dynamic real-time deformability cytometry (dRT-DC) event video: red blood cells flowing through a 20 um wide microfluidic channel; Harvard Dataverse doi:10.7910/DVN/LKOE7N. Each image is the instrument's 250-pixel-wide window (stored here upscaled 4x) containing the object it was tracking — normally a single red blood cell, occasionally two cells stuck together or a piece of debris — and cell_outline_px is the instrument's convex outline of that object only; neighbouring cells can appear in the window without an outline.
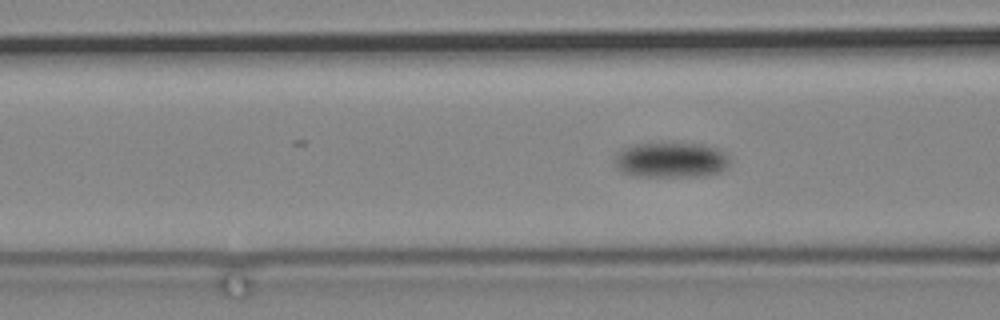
{"species": "common noctule bat (a hibernating species)", "species_latin": "Nyctalus noctula", "temperature_condition": "cold", "stored_images_in_passage": 64, "camera_frame_rate_fps": 3000, "um_per_image_px": 0.085, "animal": {"sex": "male", "body_mass_g": 19.2, "forearm_length_mm": 51.8}, "frame": {"image": 1, "passage_image": 15, "time_ms": 4.667, "image_size_px": [1000, 320], "cell_outline_px": [[728, 164], [720, 172], [700, 176], [640, 176], [620, 172], [612, 164], [616, 152], [624, 148], [636, 144], [704, 144], [716, 148], [724, 152], [728, 156]], "centroid_in_image_um": [56.97, 13.61], "position_along_channel_um": 109.6, "area_um2": 23.58}}
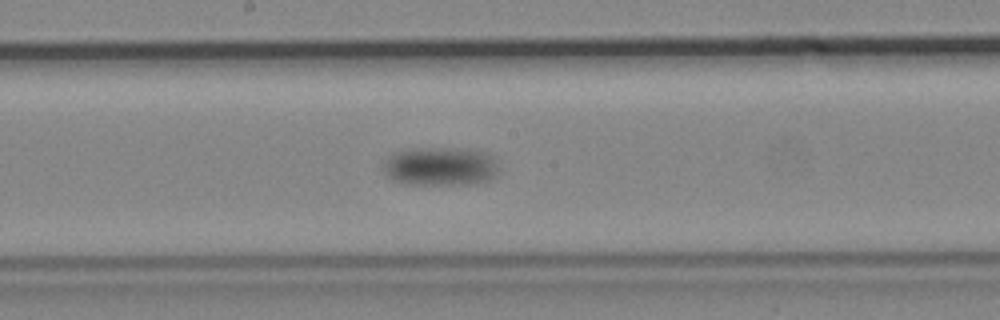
{"frame": {"image": 2, "passage_image": 27, "time_ms": 8.667, "image_size_px": [1000, 320], "cell_outline_px": [[496, 176], [488, 180], [472, 184], [400, 184], [392, 180], [384, 172], [384, 164], [388, 156], [396, 152], [412, 148], [456, 148], [488, 152], [496, 156]], "centroid_in_image_um": [37.43, 14.14], "position_along_channel_um": 210.8, "area_um2": 26.24}}
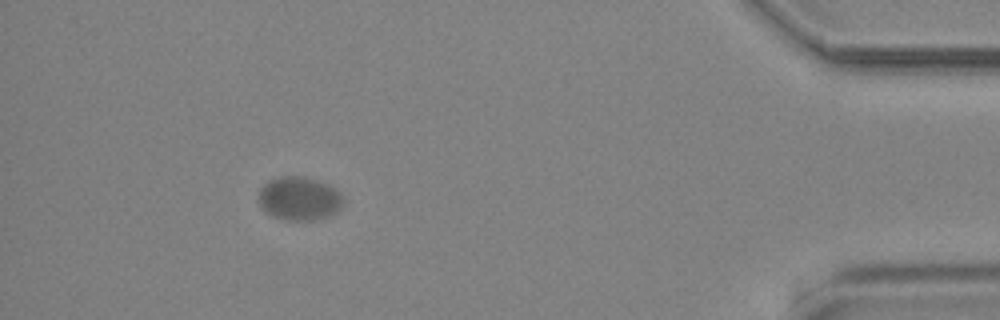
{"frame": {"image": 3, "passage_image": 57, "time_ms": 18.667, "image_size_px": [1000, 320], "cell_outline_px": [[344, 204], [336, 212], [328, 216], [312, 220], [284, 220], [272, 216], [260, 204], [260, 188], [264, 184], [276, 176], [304, 176], [328, 184], [336, 188], [340, 192], [344, 200]], "centroid_in_image_um": [25.47, 16.86], "position_along_channel_um": 409.7, "area_um2": 21.5}}